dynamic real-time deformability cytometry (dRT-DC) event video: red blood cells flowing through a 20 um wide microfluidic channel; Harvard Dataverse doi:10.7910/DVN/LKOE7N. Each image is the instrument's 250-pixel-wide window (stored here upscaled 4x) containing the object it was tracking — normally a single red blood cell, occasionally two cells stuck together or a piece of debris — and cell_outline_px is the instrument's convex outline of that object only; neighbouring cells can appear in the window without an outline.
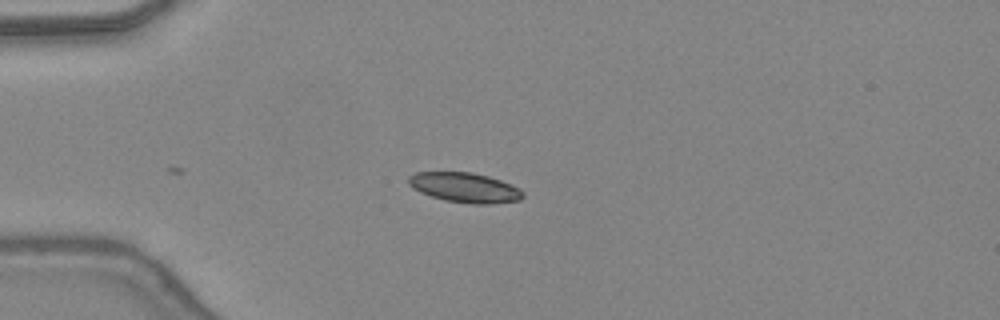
{"species": "common noctule bat (a hibernating species)", "species_latin": "Nyctalus noctula", "temperature_condition": "warm", "stored_images_in_passage": 15, "camera_frame_rate_fps": 3000, "um_per_image_px": 0.085, "animal": {"sex": "female", "body_mass_g": 24.6, "forearm_length_mm": 56.2}, "frame": {"image": 1, "passage_image": 1, "time_ms": 0.0, "image_size_px": [1000, 320], "cell_outline_px": [[524, 196], [520, 200], [488, 204], [472, 204], [444, 200], [420, 192], [412, 188], [408, 184], [408, 176], [416, 172], [472, 172], [488, 176], [500, 180], [520, 188], [524, 192]], "centroid_in_image_um": [39.5, 15.94], "position_along_channel_um": 45.5, "area_um2": 19.94}}
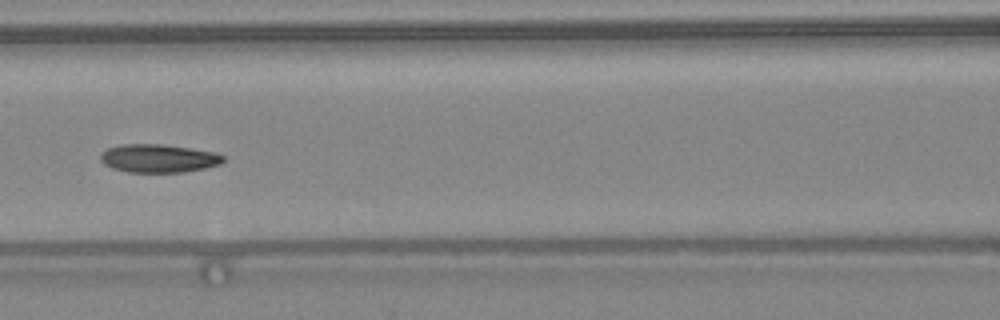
{"frame": {"image": 2, "passage_image": 10, "time_ms": 3.0, "image_size_px": [1000, 320], "cell_outline_px": [[224, 160], [220, 164], [204, 168], [184, 172], [128, 172], [112, 168], [104, 164], [100, 160], [100, 152], [108, 148], [120, 144], [160, 144], [192, 148], [216, 152], [224, 156]], "centroid_in_image_um": [13.46, 13.45], "position_along_channel_um": 153.1, "area_um2": 20.35}}
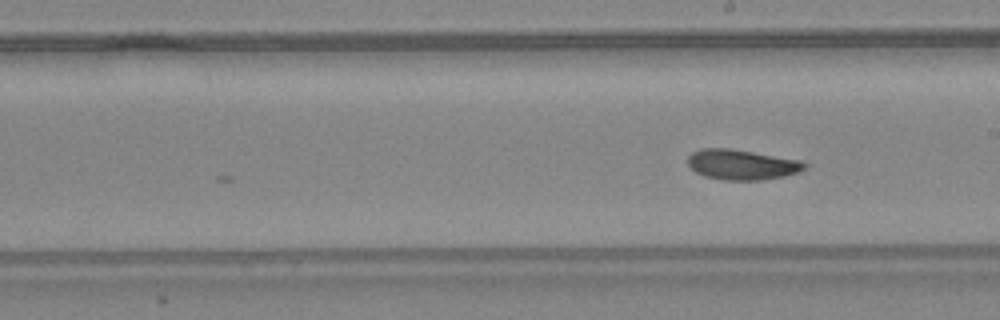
{"frame": {"image": 3, "passage_image": 15, "time_ms": 4.667, "image_size_px": [1000, 320], "cell_outline_px": [[812, 164], [800, 172], [784, 176], [764, 180], [724, 180], [704, 176], [696, 172], [688, 164], [688, 156], [692, 152], [700, 148], [728, 148], [800, 160]], "centroid_in_image_um": [63.09, 14.0], "position_along_channel_um": 225.9, "area_um2": 20.69}}